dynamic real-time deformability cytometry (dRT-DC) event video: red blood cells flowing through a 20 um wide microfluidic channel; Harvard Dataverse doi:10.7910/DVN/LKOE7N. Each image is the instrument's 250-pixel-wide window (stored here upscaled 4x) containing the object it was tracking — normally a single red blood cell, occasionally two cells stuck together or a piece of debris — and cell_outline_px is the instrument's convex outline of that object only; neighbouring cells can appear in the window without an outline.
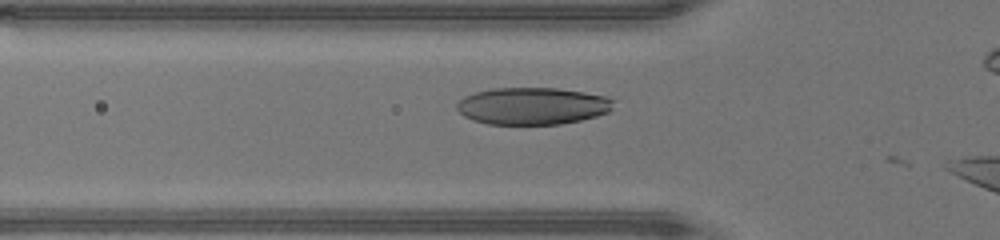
{"species": "human", "species_latin": "Homo sapiens", "temperature_condition": "warm", "stored_images_in_passage": 38, "camera_frame_rate_fps": 3000, "um_per_image_px": 0.085, "donor": {"sex": "male"}, "frame": {"image": 1, "passage_image": 12, "time_ms": 3.667, "image_size_px": [1000, 240], "cell_outline_px": [[616, 100], [612, 108], [608, 112], [596, 116], [580, 120], [560, 124], [488, 124], [472, 120], [464, 116], [456, 108], [456, 104], [464, 96], [476, 92], [492, 88], [556, 88], [584, 92], [608, 96]], "centroid_in_image_um": [45.28, 9.0], "position_along_channel_um": 80.5, "area_um2": 34.04}}
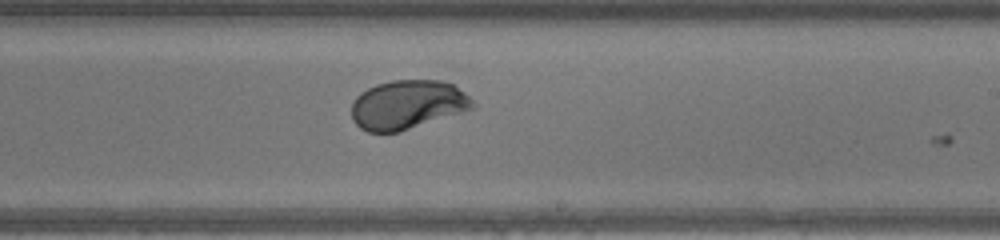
{"frame": {"image": 2, "passage_image": 24, "time_ms": 7.667, "image_size_px": [1000, 240], "cell_outline_px": [[476, 108], [400, 132], [368, 132], [360, 128], [352, 120], [352, 104], [356, 96], [360, 92], [376, 84], [392, 80], [440, 80], [452, 84], [464, 92], [476, 104]], "centroid_in_image_um": [34.64, 8.9], "position_along_channel_um": 254.4, "area_um2": 34.85}}
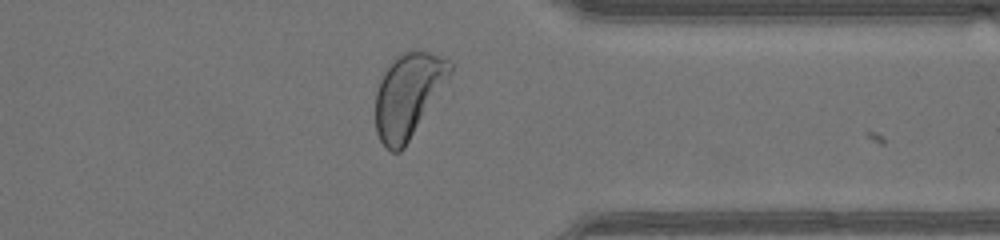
{"frame": {"image": 3, "passage_image": 33, "time_ms": 10.667, "image_size_px": [1000, 240], "cell_outline_px": [[452, 68], [448, 76], [404, 148], [400, 152], [392, 152], [380, 140], [376, 132], [376, 92], [380, 80], [384, 72], [396, 56], [404, 52], [416, 48], [452, 60]], "centroid_in_image_um": [34.66, 8.06], "position_along_channel_um": 376.7, "area_um2": 35.66}, "authors_computed_cell_mechanics": {"area_um2": 34.7089, "velocity_mm_per_s": 4.3315, "shape_relaxation_time_tau1_ms": 2.3576, "shape_relaxation_time_tau2_ms": null, "deformation_change_tau1": 0.1715, "deformation_change_tau2": null}}